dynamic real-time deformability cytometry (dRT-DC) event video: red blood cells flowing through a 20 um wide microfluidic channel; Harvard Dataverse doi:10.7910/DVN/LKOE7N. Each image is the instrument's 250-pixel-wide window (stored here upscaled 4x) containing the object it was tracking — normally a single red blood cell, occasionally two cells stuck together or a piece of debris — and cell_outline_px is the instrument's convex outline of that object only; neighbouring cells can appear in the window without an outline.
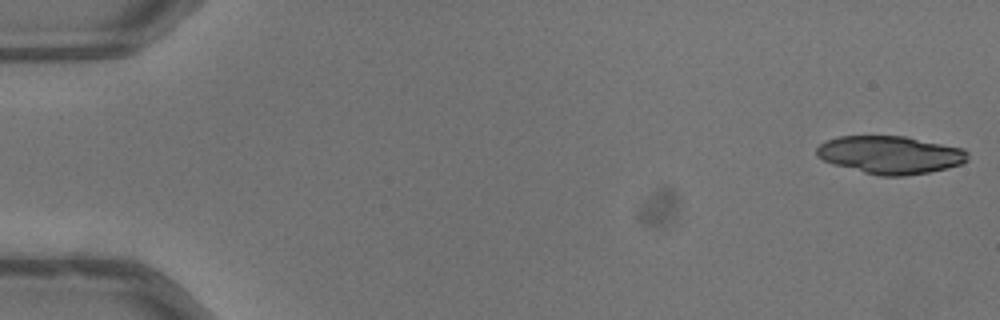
{"species": "common noctule bat (a hibernating species)", "species_latin": "Nyctalus noctula", "temperature_condition": "warm", "stored_images_in_passage": 37, "camera_frame_rate_fps": 3000, "um_per_image_px": 0.085, "animal": {"sex": "male", "body_mass_g": 13.3}, "frame": {"image": 1, "passage_image": 1, "time_ms": 0.0, "image_size_px": [1000, 320], "cell_outline_px": [[968, 160], [960, 164], [948, 168], [928, 172], [904, 176], [880, 176], [832, 164], [816, 156], [816, 148], [820, 144], [828, 140], [840, 136], [904, 136], [964, 148], [968, 152]], "centroid_in_image_um": [75.68, 13.16], "position_along_channel_um": 9.3, "area_um2": 33.29}}
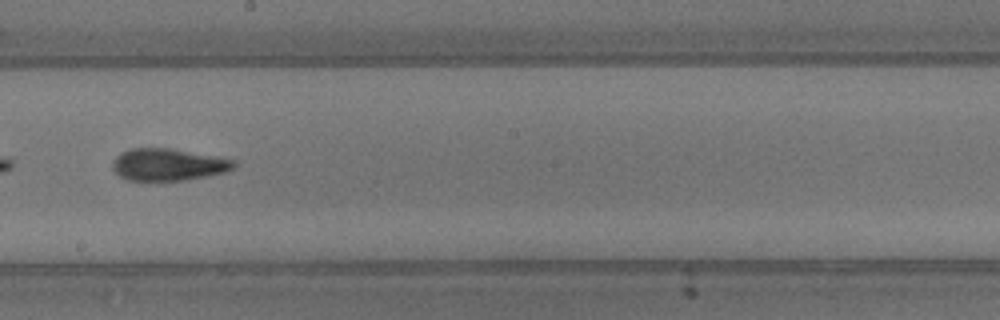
{"frame": {"image": 2, "passage_image": 30, "time_ms": 9.667, "image_size_px": [1000, 320], "cell_outline_px": [[236, 164], [228, 172], [208, 176], [184, 180], [128, 180], [120, 176], [112, 168], [112, 160], [120, 152], [128, 148], [172, 148], [216, 156], [236, 160]], "centroid_in_image_um": [14.29, 13.98], "position_along_channel_um": 233.9, "area_um2": 22.89}}